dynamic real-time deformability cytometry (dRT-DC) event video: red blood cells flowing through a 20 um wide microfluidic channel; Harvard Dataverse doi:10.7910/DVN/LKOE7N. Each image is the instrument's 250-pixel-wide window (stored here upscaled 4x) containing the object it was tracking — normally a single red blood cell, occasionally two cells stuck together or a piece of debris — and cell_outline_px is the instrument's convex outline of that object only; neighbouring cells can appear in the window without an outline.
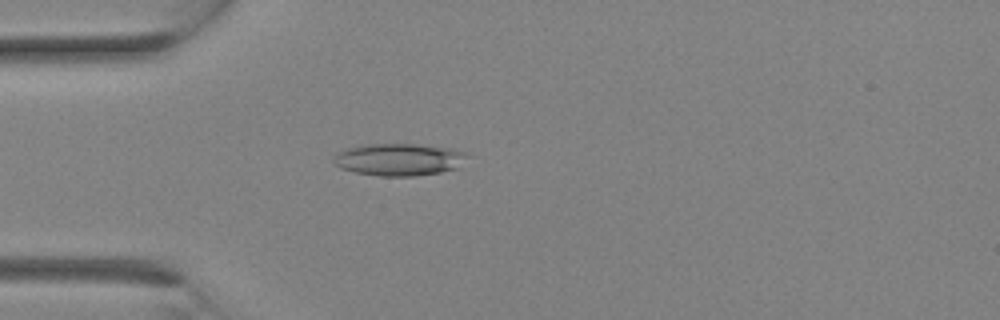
{"species": "Egyptian fruit bat (a non-hibernating species)", "species_latin": "Rousettus aegyptiacus", "temperature_condition": "room temperature", "stored_images_in_passage": 10, "camera_frame_rate_fps": 3000, "um_per_image_px": 0.085, "animal": {"sex": "female"}, "frame": {"image": 1, "passage_image": 6, "time_ms": 1.667, "image_size_px": [1000, 320], "cell_outline_px": [[472, 156], [460, 168], [440, 172], [416, 176], [380, 176], [356, 172], [340, 168], [332, 160], [336, 152], [348, 148], [364, 144], [416, 144], [448, 148], [468, 152]], "centroid_in_image_um": [33.99, 13.56], "position_along_channel_um": 51.0, "area_um2": 25.49}}
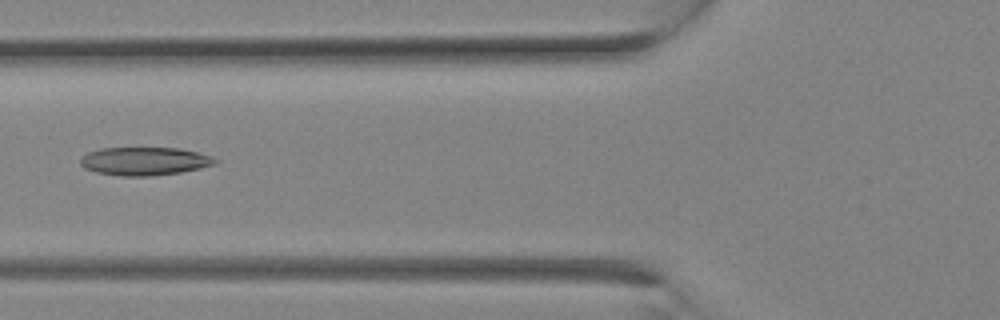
{"frame": {"image": 2, "passage_image": 9, "time_ms": 2.667, "image_size_px": [1000, 320], "cell_outline_px": [[220, 160], [216, 164], [200, 168], [180, 172], [152, 176], [120, 176], [96, 172], [84, 168], [80, 164], [80, 160], [88, 152], [100, 148], [180, 148], [212, 156]], "centroid_in_image_um": [12.3, 13.7], "position_along_channel_um": 113.5, "area_um2": 22.2}}